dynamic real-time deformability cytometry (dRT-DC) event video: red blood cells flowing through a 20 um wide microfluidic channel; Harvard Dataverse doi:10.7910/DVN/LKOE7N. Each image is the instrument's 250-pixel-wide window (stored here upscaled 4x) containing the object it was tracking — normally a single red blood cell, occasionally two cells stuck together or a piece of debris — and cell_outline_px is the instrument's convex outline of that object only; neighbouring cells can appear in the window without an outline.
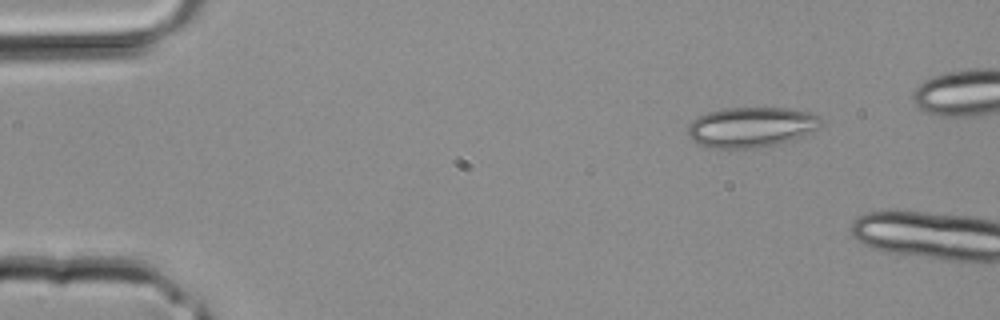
{"species": "common noctule bat (a hibernating species)", "species_latin": "Nyctalus noctula", "temperature_condition": "room temperature", "stored_images_in_passage": 2, "camera_frame_rate_fps": 3000, "um_per_image_px": 0.085, "animal": {"sex": "male", "body_mass_g": 20.4}, "frame": {"image": 1, "passage_image": 1, "time_ms": 0.0, "image_size_px": [1000, 320], "cell_outline_px": [[824, 124], [820, 128], [804, 136], [776, 144], [756, 148], [708, 148], [692, 140], [688, 136], [688, 124], [696, 116], [708, 112], [724, 108], [788, 108], [812, 112], [820, 116], [824, 120]], "centroid_in_image_um": [63.89, 10.8], "position_along_channel_um": 21.1, "area_um2": 31.73}}